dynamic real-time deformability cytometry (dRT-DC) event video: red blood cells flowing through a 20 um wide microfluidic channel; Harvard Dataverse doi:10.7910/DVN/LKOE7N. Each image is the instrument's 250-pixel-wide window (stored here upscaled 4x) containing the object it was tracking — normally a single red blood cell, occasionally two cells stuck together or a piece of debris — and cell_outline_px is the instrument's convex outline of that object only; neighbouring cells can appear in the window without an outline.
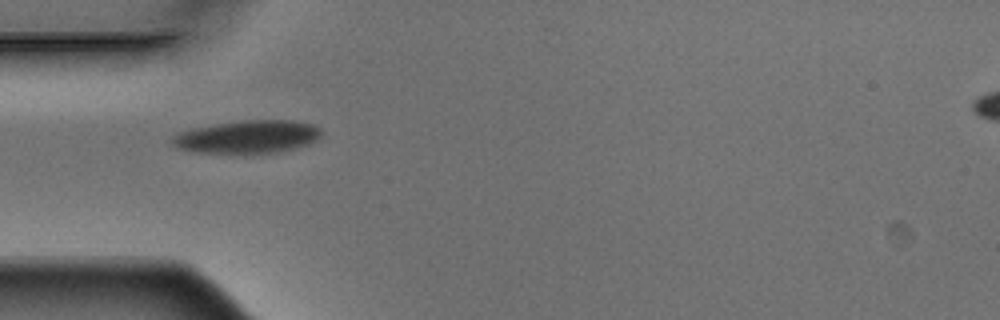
{"species": "Egyptian fruit bat (a non-hibernating species)", "species_latin": "Rousettus aegyptiacus", "temperature_condition": "warm", "stored_images_in_passage": 3, "camera_frame_rate_fps": 3000, "um_per_image_px": 0.085, "animal": {"sex": "male"}, "frame": {"image": 1, "passage_image": 1, "time_ms": 0.0, "image_size_px": [1000, 320], "cell_outline_px": [[320, 136], [316, 140], [308, 144], [296, 148], [276, 152], [196, 152], [176, 148], [172, 144], [172, 136], [180, 132], [192, 128], [216, 124], [244, 120], [292, 120], [312, 124], [320, 128]], "centroid_in_image_um": [21.04, 11.61], "position_along_channel_um": 64.0, "area_um2": 28.21}}
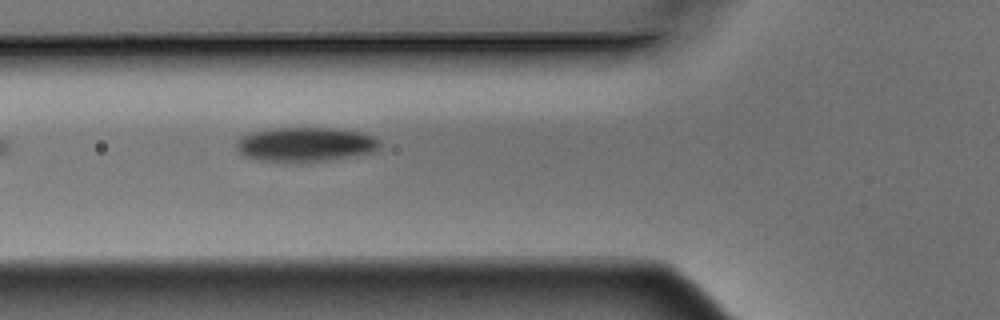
{"frame": {"image": 2, "passage_image": 2, "time_ms": 0.333, "image_size_px": [1000, 320], "cell_outline_px": [[380, 148], [376, 152], [324, 160], [260, 160], [244, 156], [236, 148], [236, 140], [240, 136], [252, 132], [276, 128], [332, 128], [360, 132], [372, 136], [380, 140]], "centroid_in_image_um": [25.97, 12.25], "position_along_channel_um": 99.8, "area_um2": 28.15}}